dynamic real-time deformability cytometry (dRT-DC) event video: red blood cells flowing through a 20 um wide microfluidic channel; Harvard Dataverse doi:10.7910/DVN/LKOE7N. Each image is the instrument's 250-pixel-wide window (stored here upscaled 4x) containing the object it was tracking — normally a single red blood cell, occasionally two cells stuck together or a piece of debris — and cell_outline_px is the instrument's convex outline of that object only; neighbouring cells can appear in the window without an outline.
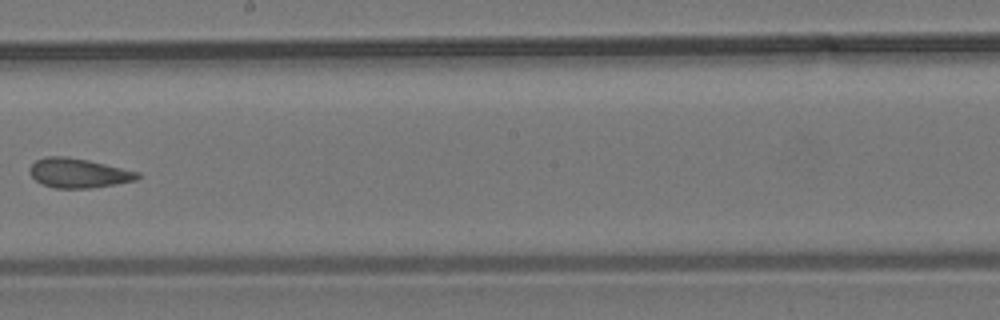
{"species": "common noctule bat (a hibernating species)", "species_latin": "Nyctalus noctula", "temperature_condition": "room temperature", "stored_images_in_passage": 11, "camera_frame_rate_fps": 3000, "um_per_image_px": 0.085, "animal": {"sex": "male", "body_mass_g": 19.2, "forearm_length_mm": 51.8}, "frame": {"image": 1, "passage_image": 10, "time_ms": 12.0, "image_size_px": [1000, 320], "cell_outline_px": [[140, 176], [136, 180], [116, 184], [88, 188], [56, 188], [44, 184], [36, 180], [28, 172], [28, 168], [36, 160], [44, 156], [68, 156], [88, 160], [140, 172]], "centroid_in_image_um": [6.65, 14.7], "position_along_channel_um": 241.5, "area_um2": 18.5}}
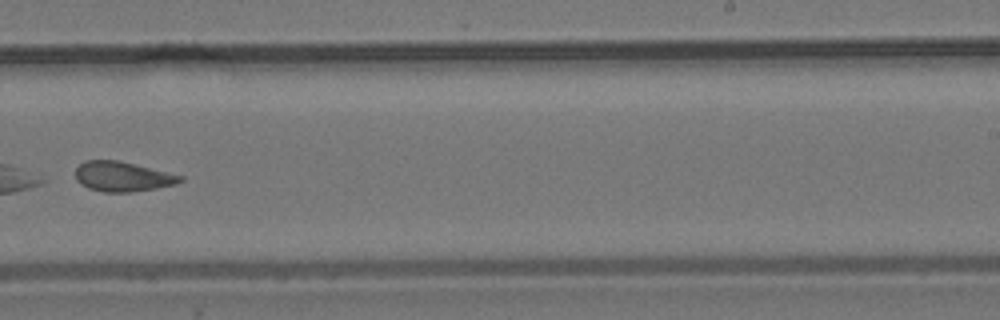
{"frame": {"image": 2, "passage_image": 11, "time_ms": 13.0, "image_size_px": [1000, 320], "cell_outline_px": [[184, 180], [176, 184], [156, 188], [132, 192], [104, 192], [88, 188], [80, 184], [76, 180], [76, 168], [84, 160], [116, 160], [184, 176]], "centroid_in_image_um": [10.4, 15.01], "position_along_channel_um": 278.6, "area_um2": 18.15}}